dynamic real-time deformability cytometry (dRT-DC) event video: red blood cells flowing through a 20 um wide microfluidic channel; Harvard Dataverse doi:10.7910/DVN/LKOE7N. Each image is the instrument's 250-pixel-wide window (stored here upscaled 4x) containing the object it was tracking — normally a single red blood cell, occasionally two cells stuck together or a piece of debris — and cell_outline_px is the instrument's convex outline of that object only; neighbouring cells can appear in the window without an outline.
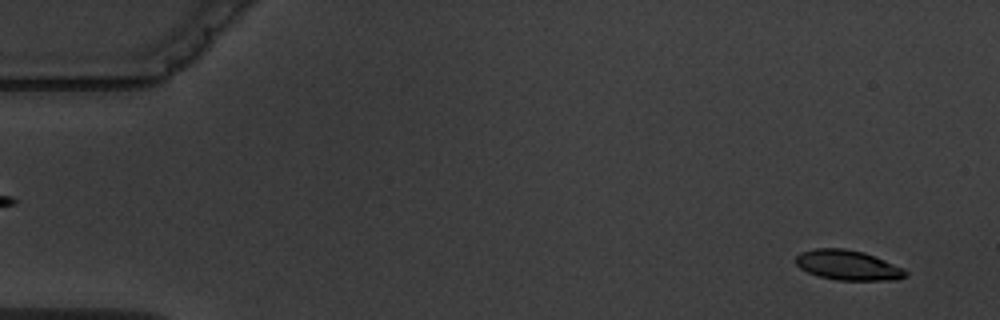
{"species": "common noctule bat (a hibernating species)", "species_latin": "Nyctalus noctula", "temperature_condition": "warm", "stored_images_in_passage": 5, "segment_of_instrument_passage": [2, 2], "camera_frame_rate_fps": 3000, "um_per_image_px": 0.085, "animal": {"sex": "male", "body_mass_g": 19.5, "forearm_length_mm": 54.6}, "frame": {"image": 1, "passage_image": 5, "time_ms": 5.667, "image_size_px": [1000, 320], "cell_outline_px": [[908, 276], [900, 280], [836, 280], [820, 276], [808, 272], [800, 268], [796, 264], [796, 256], [800, 252], [812, 248], [844, 248], [864, 252], [904, 268], [908, 272]], "centroid_in_image_um": [72.09, 22.54], "position_along_channel_um": 12.9, "area_um2": 19.31}}